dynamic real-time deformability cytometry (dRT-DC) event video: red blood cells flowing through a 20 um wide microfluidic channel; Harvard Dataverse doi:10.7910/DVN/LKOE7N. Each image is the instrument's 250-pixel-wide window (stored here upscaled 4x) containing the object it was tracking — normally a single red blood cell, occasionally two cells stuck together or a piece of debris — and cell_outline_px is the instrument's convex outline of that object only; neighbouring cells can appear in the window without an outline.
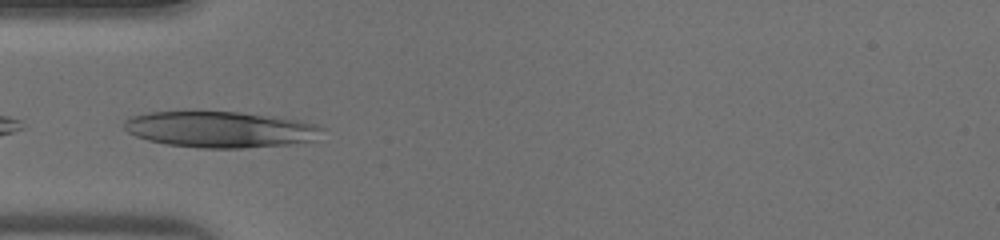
{"species": "human", "species_latin": "Homo sapiens", "temperature_condition": "warm", "stored_images_in_passage": 31, "camera_frame_rate_fps": 3000, "um_per_image_px": 0.085, "donor": {"sex": "male"}, "frame": {"image": 1, "passage_image": 1, "time_ms": 0.0, "image_size_px": [1000, 240], "cell_outline_px": [[324, 128], [312, 140], [288, 144], [240, 148], [204, 148], [168, 144], [148, 140], [136, 136], [128, 132], [124, 128], [124, 120], [132, 116], [148, 112], [240, 112], [276, 116], [304, 120], [316, 124]], "centroid_in_image_um": [18.73, 10.99], "position_along_channel_um": 66.3, "area_um2": 41.5}}
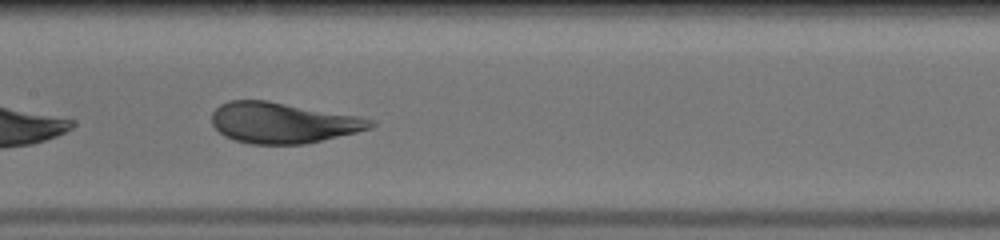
{"frame": {"image": 2, "passage_image": 9, "time_ms": 2.667, "image_size_px": [1000, 240], "cell_outline_px": [[376, 124], [372, 128], [356, 132], [304, 144], [252, 144], [236, 140], [224, 136], [212, 124], [212, 112], [220, 104], [228, 100], [268, 100], [360, 116], [376, 120]], "centroid_in_image_um": [24.06, 10.42], "position_along_channel_um": 183.3, "area_um2": 37.8}}
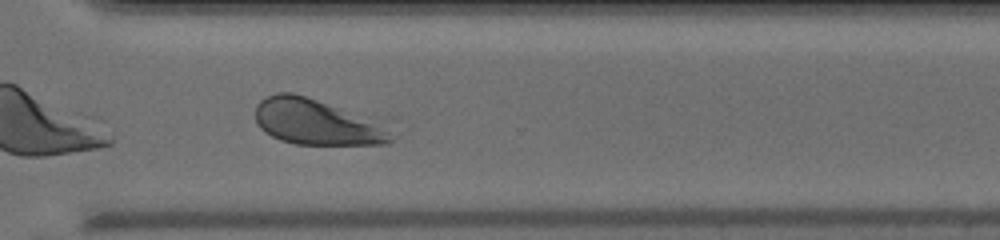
{"frame": {"image": 3, "passage_image": 20, "time_ms": 6.333, "image_size_px": [1000, 240], "cell_outline_px": [[392, 140], [388, 144], [296, 144], [280, 140], [264, 132], [260, 128], [256, 120], [256, 104], [260, 100], [276, 92], [292, 92], [392, 116]], "centroid_in_image_um": [27.25, 10.31], "position_along_channel_um": 343.4, "area_um2": 39.48}}